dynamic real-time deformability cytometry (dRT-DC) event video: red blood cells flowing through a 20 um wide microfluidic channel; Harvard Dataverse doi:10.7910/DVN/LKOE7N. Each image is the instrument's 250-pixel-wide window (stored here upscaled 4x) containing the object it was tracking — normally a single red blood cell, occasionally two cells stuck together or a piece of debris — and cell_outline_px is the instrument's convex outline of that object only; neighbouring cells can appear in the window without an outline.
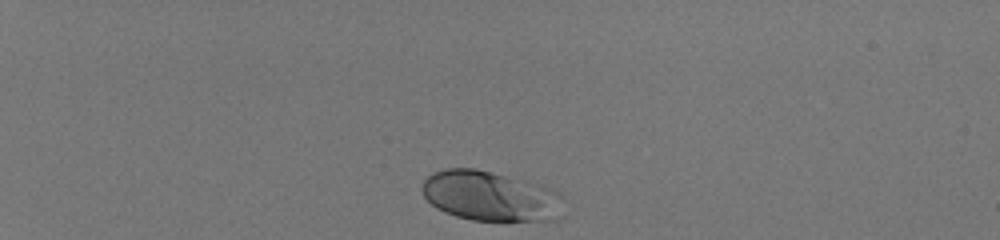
{"species": "human", "species_latin": "Homo sapiens", "temperature_condition": "room temperature", "stored_images_in_passage": 36, "camera_frame_rate_fps": 3000, "um_per_image_px": 0.085, "donor": {"sex": "male"}, "frame": {"image": 1, "passage_image": 1, "time_ms": 0.0, "image_size_px": [1000, 240], "cell_outline_px": [[564, 196], [556, 220], [472, 220], [456, 216], [444, 212], [436, 208], [424, 196], [420, 188], [420, 184], [432, 172], [444, 168], [476, 168], [524, 180], [552, 188], [560, 192]], "centroid_in_image_um": [41.64, 16.65], "position_along_channel_um": 43.4, "area_um2": 41.33}}
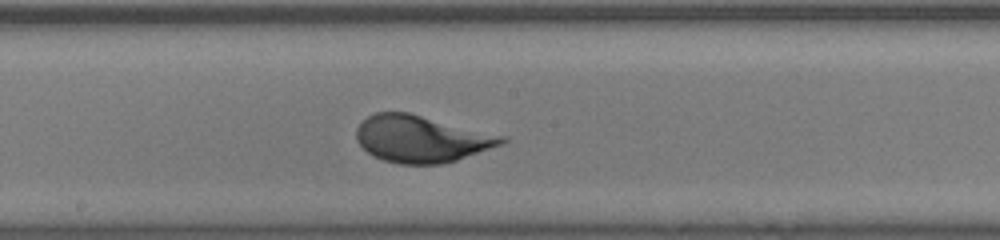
{"frame": {"image": 2, "passage_image": 20, "time_ms": 6.333, "image_size_px": [1000, 240], "cell_outline_px": [[508, 140], [500, 144], [456, 160], [440, 164], [400, 164], [384, 160], [372, 156], [356, 140], [356, 128], [368, 116], [376, 112], [408, 112], [508, 136]], "centroid_in_image_um": [35.81, 11.79], "position_along_channel_um": 212.4, "area_um2": 39.54}}
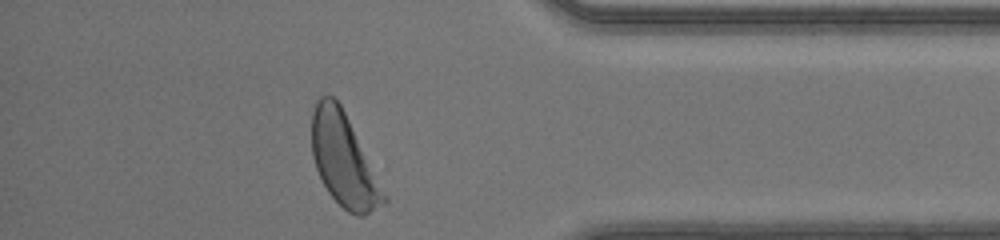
{"frame": {"image": 3, "passage_image": 35, "time_ms": 11.333, "image_size_px": [1000, 240], "cell_outline_px": [[388, 200], [384, 204], [364, 216], [356, 216], [348, 212], [328, 192], [316, 168], [312, 156], [312, 112], [316, 100], [320, 96], [332, 96], [340, 104], [388, 196]], "centroid_in_image_um": [29.22, 13.63], "position_along_channel_um": 406.0, "area_um2": 38.49}}